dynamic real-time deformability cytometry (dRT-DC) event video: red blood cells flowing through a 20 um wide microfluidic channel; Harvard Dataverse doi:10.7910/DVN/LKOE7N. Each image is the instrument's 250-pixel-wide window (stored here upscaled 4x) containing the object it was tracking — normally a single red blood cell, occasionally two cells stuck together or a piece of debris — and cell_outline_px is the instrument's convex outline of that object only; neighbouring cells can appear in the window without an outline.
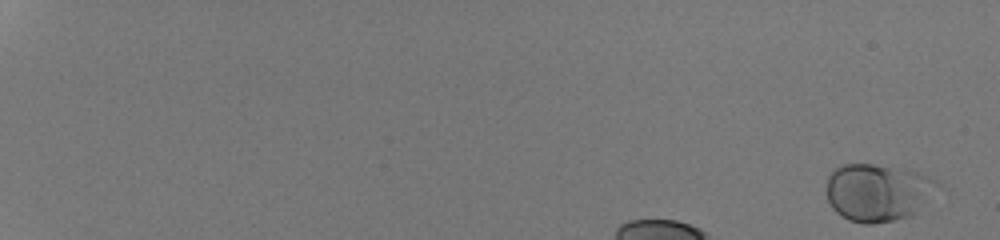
{"species": "human", "species_latin": "Homo sapiens", "temperature_condition": "room temperature", "stored_images_in_passage": 19, "camera_frame_rate_fps": 3000, "um_per_image_px": 0.085, "donor": {"sex": "male"}, "frame": {"image": 1, "passage_image": 3, "time_ms": 0.667, "image_size_px": [1000, 240], "cell_outline_px": [[924, 176], [912, 216], [872, 224], [864, 224], [848, 220], [836, 212], [832, 208], [828, 200], [828, 176], [836, 168], [844, 164], [872, 164], [904, 168], [916, 172]], "centroid_in_image_um": [74.25, 16.36], "position_along_channel_um": 10.8, "area_um2": 33.99}}
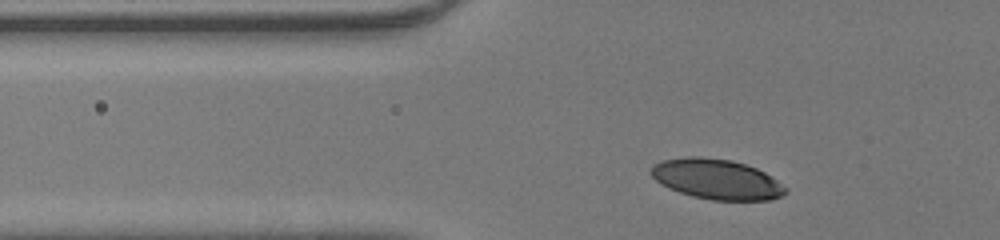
{"frame": {"image": 2, "passage_image": 15, "time_ms": 4.667, "image_size_px": [1000, 240], "cell_outline_px": [[788, 192], [784, 196], [772, 200], [712, 200], [692, 196], [668, 188], [660, 184], [648, 172], [652, 164], [660, 160], [688, 156], [700, 156], [728, 160], [744, 164], [756, 168], [772, 176], [788, 188]], "centroid_in_image_um": [60.91, 15.23], "position_along_channel_um": 64.9, "area_um2": 31.85}}